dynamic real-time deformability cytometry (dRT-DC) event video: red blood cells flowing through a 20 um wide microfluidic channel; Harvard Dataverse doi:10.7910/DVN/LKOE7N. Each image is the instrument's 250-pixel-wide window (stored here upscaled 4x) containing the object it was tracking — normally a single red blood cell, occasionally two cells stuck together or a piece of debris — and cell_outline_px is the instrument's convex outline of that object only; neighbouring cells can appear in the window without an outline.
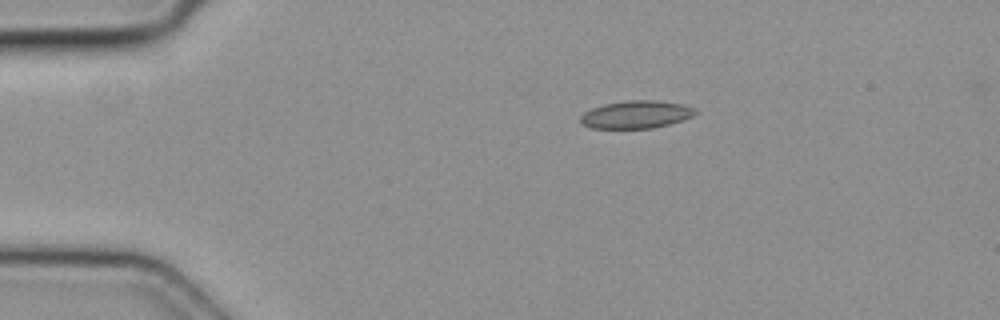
{"species": "common noctule bat (a hibernating species)", "species_latin": "Nyctalus noctula", "temperature_condition": "cold", "stored_images_in_passage": 4, "camera_frame_rate_fps": 3000, "um_per_image_px": 0.085, "animal": {"sex": "female", "body_mass_g": 19.3, "forearm_length_mm": 54.1}, "frame": {"image": 1, "passage_image": 1, "time_ms": 0.0, "image_size_px": [1000, 320], "cell_outline_px": [[696, 112], [692, 116], [684, 120], [652, 128], [592, 128], [580, 124], [580, 116], [584, 112], [592, 108], [604, 104], [624, 100], [652, 100], [684, 104], [696, 108]], "centroid_in_image_um": [54.06, 9.73], "position_along_channel_um": 30.9, "area_um2": 18.61}}
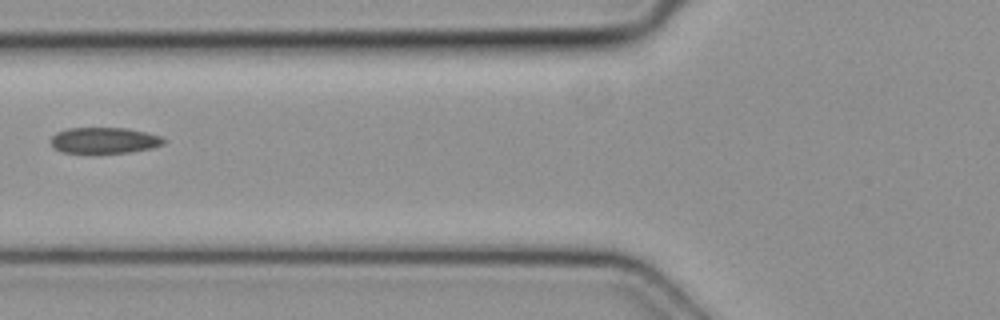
{"frame": {"image": 2, "passage_image": 3, "time_ms": 0.667, "image_size_px": [1000, 320], "cell_outline_px": [[168, 140], [164, 144], [152, 148], [128, 152], [96, 156], [88, 156], [60, 152], [52, 148], [52, 136], [56, 132], [68, 128], [128, 128], [160, 136]], "centroid_in_image_um": [8.81, 11.99], "position_along_channel_um": 117.0, "area_um2": 18.09}}
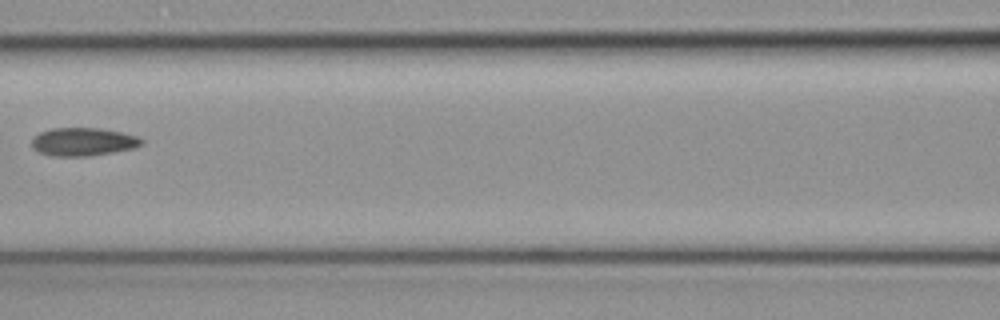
{"frame": {"image": 3, "passage_image": 4, "time_ms": 1.0, "image_size_px": [1000, 320], "cell_outline_px": [[144, 144], [132, 148], [112, 152], [88, 156], [52, 156], [36, 152], [32, 148], [32, 140], [40, 132], [52, 128], [104, 128], [136, 136], [144, 140]], "centroid_in_image_um": [7.05, 12.05], "position_along_channel_um": 159.6, "area_um2": 18.03}}